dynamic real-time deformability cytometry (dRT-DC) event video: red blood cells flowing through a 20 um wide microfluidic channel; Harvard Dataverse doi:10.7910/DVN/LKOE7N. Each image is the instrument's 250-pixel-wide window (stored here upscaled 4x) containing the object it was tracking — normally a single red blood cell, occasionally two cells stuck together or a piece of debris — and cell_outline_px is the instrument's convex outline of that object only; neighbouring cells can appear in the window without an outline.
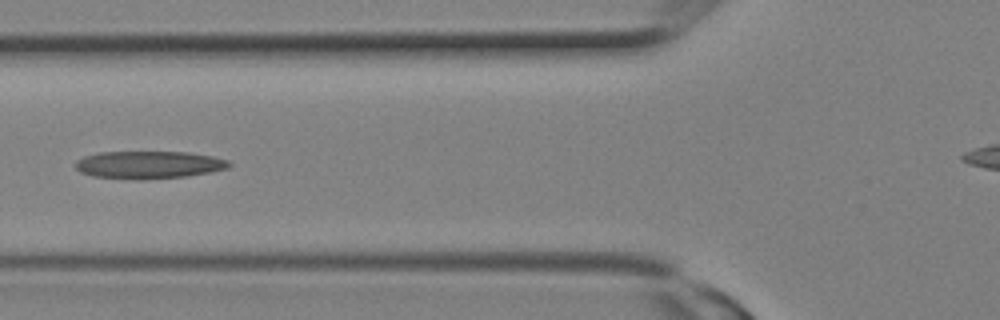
{"species": "Egyptian fruit bat (a non-hibernating species)", "species_latin": "Rousettus aegyptiacus", "temperature_condition": "room temperature", "stored_images_in_passage": 10, "camera_frame_rate_fps": 3000, "um_per_image_px": 0.085, "animal": {"sex": "female"}, "frame": {"image": 1, "passage_image": 9, "time_ms": 2.667, "image_size_px": [1000, 320], "cell_outline_px": [[232, 164], [228, 168], [208, 172], [184, 176], [92, 176], [80, 172], [76, 168], [76, 160], [84, 156], [100, 152], [188, 152], [212, 156], [228, 160]], "centroid_in_image_um": [12.67, 13.94], "position_along_channel_um": 113.1, "area_um2": 23.29}}